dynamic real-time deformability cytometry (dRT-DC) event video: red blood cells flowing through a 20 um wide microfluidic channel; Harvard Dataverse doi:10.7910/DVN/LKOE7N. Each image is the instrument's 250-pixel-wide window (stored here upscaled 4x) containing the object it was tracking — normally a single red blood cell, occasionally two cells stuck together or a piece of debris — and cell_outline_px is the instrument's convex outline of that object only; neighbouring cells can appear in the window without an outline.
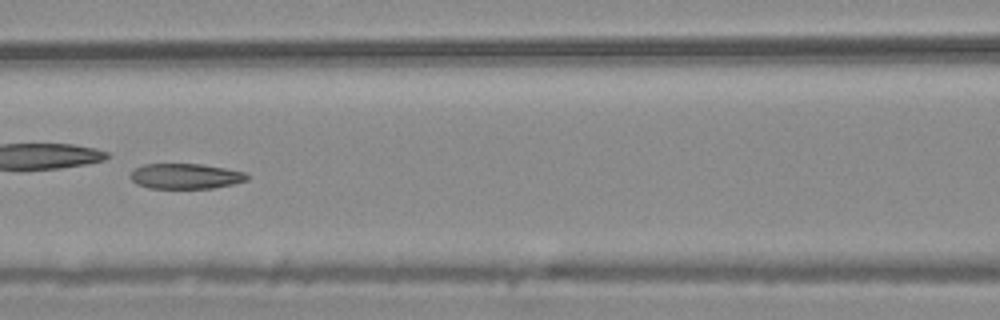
{"species": "common noctule bat (a hibernating species)", "species_latin": "Nyctalus noctula", "temperature_condition": "warm", "stored_images_in_passage": 7, "camera_frame_rate_fps": 3000, "um_per_image_px": 0.085, "animal": {"sex": "male", "body_mass_g": 20.4}, "frame": {"image": 1, "passage_image": 7, "time_ms": 2.0, "image_size_px": [1000, 320], "cell_outline_px": [[248, 180], [232, 184], [212, 188], [148, 188], [136, 184], [128, 176], [136, 168], [144, 164], [200, 164], [224, 168], [244, 172], [248, 176]], "centroid_in_image_um": [15.74, 14.98], "position_along_channel_um": 150.9, "area_um2": 17.11}}